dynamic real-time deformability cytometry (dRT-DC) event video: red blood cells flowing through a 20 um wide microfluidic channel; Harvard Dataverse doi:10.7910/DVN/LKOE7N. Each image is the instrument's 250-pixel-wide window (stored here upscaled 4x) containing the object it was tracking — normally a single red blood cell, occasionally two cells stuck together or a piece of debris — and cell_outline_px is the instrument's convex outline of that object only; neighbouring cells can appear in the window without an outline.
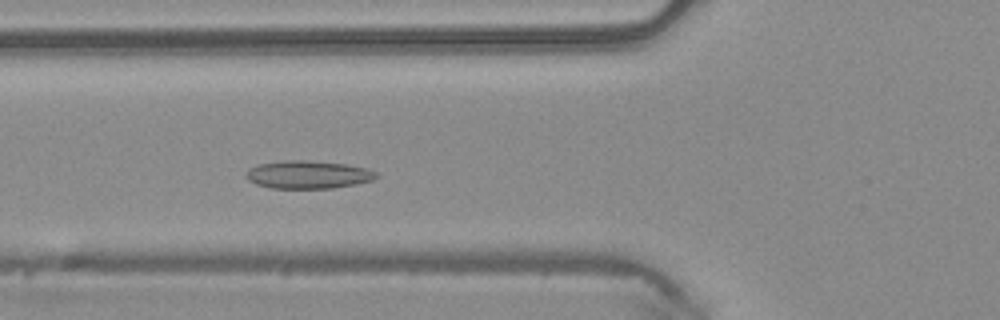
{"species": "common noctule bat (a hibernating species)", "species_latin": "Nyctalus noctula", "temperature_condition": "warm", "stored_images_in_passage": 45, "camera_frame_rate_fps": 3000, "um_per_image_px": 0.085, "animal": {"sex": "male", "body_mass_g": 20.4}, "frame": {"image": 1, "passage_image": 14, "time_ms": 4.333, "image_size_px": [1000, 320], "cell_outline_px": [[380, 176], [372, 180], [356, 184], [332, 188], [272, 188], [256, 184], [248, 180], [244, 176], [244, 172], [248, 168], [260, 164], [284, 160], [308, 160], [348, 164], [368, 168], [376, 172]], "centroid_in_image_um": [26.18, 14.83], "position_along_channel_um": 99.6, "area_um2": 21.44}}
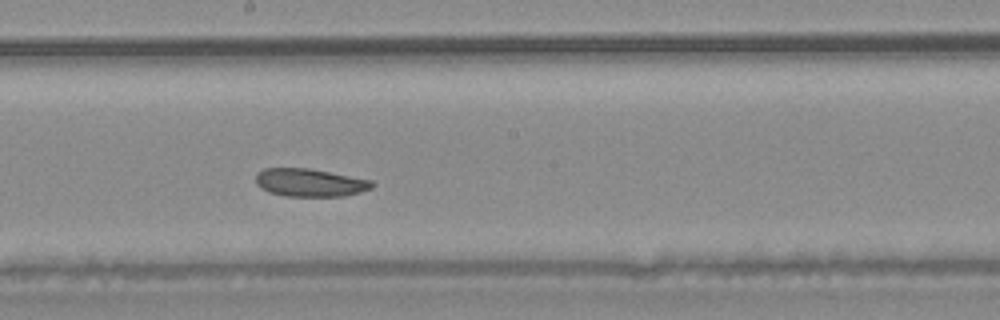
{"frame": {"image": 2, "passage_image": 23, "time_ms": 7.333, "image_size_px": [1000, 320], "cell_outline_px": [[376, 184], [372, 188], [360, 192], [344, 196], [284, 196], [268, 192], [260, 188], [256, 184], [256, 172], [264, 168], [308, 168], [372, 180]], "centroid_in_image_um": [26.32, 15.52], "position_along_channel_um": 221.9, "area_um2": 19.07}}
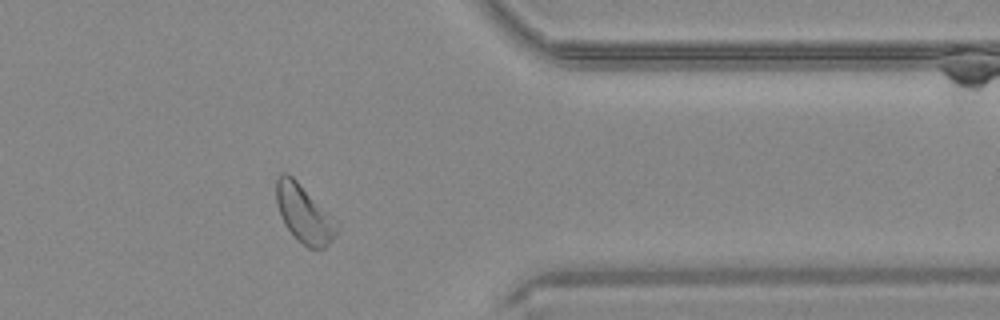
{"frame": {"image": 3, "passage_image": 36, "time_ms": 11.667, "image_size_px": [1000, 320], "cell_outline_px": [[340, 224], [332, 240], [324, 248], [308, 248], [284, 224], [280, 216], [276, 200], [276, 180], [280, 172], [288, 172]], "centroid_in_image_um": [25.83, 18.14], "position_along_channel_um": 385.6, "area_um2": 20.06}, "authors_computed_cell_mechanics": {"area_um2": 20.4612, "velocity_mm_per_s": 4.0775, "shape_relaxation_time_tau1_ms": 4.1962, "shape_relaxation_time_tau2_ms": 2.9897, "deformation_change_tau1": 0.0818, "deformation_change_tau2": 0.0783}}